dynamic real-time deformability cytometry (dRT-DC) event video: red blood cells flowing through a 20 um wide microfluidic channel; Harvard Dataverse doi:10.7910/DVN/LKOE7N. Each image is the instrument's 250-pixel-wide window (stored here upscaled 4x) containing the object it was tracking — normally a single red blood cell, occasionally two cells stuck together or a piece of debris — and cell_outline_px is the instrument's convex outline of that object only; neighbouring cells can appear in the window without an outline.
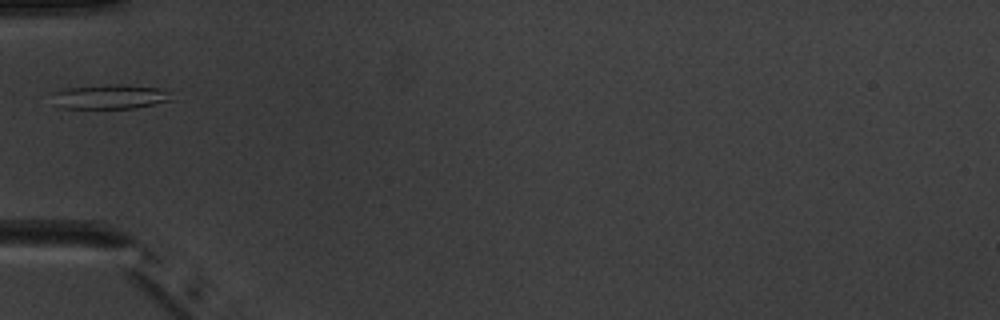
{"species": "common noctule bat (a hibernating species)", "species_latin": "Nyctalus noctula", "temperature_condition": "warm", "stored_images_in_passage": 3, "camera_frame_rate_fps": 3000, "um_per_image_px": 0.085, "animal": {"sex": "male", "body_mass_g": 20.1, "forearm_length_mm": 53.5}, "frame": {"image": 1, "passage_image": 3, "time_ms": 2.333, "image_size_px": [1000, 320], "cell_outline_px": [[172, 100], [136, 108], [60, 108], [52, 104], [56, 92], [68, 88], [104, 84], [128, 84], [156, 88], [168, 92]], "centroid_in_image_um": [9.33, 8.22], "position_along_channel_um": 75.7, "area_um2": 16.94}}